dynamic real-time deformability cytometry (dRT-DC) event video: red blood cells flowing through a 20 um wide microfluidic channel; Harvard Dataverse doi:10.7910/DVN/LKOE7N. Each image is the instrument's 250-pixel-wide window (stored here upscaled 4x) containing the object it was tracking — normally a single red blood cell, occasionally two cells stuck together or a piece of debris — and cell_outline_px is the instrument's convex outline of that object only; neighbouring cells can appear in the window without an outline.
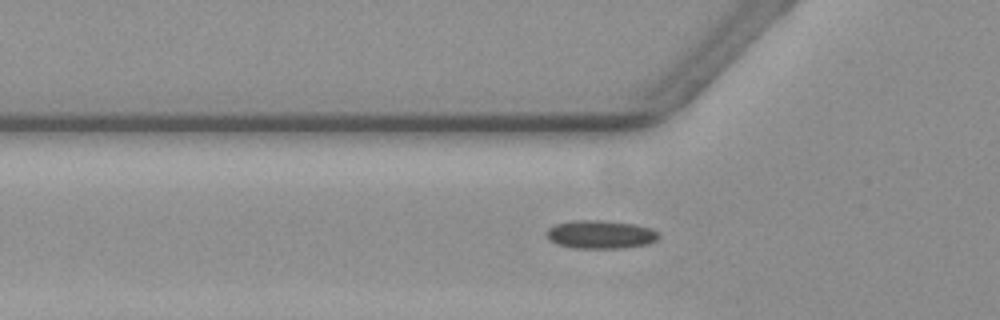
{"species": "common noctule bat (a hibernating species)", "species_latin": "Nyctalus noctula", "temperature_condition": "warm", "stored_images_in_passage": 42, "camera_frame_rate_fps": 3000, "um_per_image_px": 0.085, "animal": {"sex": "female", "body_mass_g": 19.3, "forearm_length_mm": 54.1}, "frame": {"image": 1, "passage_image": 9, "time_ms": 2.667, "image_size_px": [1000, 320], "cell_outline_px": [[660, 236], [656, 240], [648, 244], [624, 248], [572, 248], [556, 244], [548, 240], [544, 232], [548, 228], [556, 224], [572, 220], [596, 220], [636, 224], [652, 228]], "centroid_in_image_um": [51.0, 19.93], "position_along_channel_um": 74.8, "area_um2": 18.73}}
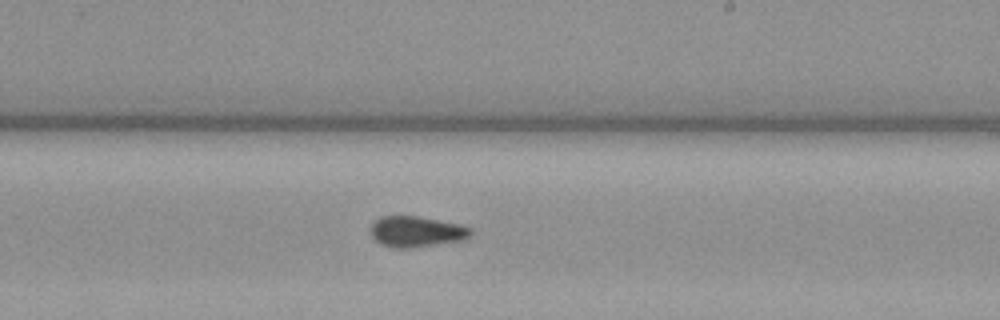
{"frame": {"image": 2, "passage_image": 24, "time_ms": 7.667, "image_size_px": [1000, 320], "cell_outline_px": [[472, 236], [468, 240], [412, 248], [388, 248], [380, 244], [372, 236], [368, 228], [380, 216], [416, 216], [460, 224], [472, 228]], "centroid_in_image_um": [35.42, 19.71], "position_along_channel_um": 253.6, "area_um2": 18.44}}
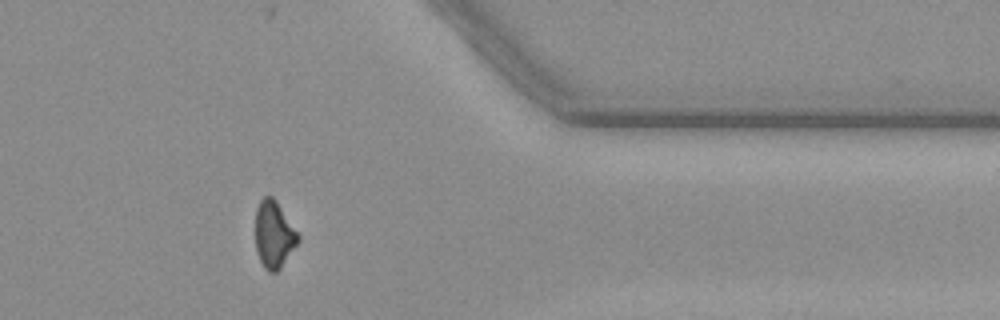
{"frame": {"image": 3, "passage_image": 37, "time_ms": 12.0, "image_size_px": [1000, 320], "cell_outline_px": [[300, 240], [280, 268], [276, 272], [268, 272], [264, 268], [256, 252], [256, 208], [260, 200], [264, 196], [272, 196], [276, 200], [300, 236]], "centroid_in_image_um": [23.28, 19.94], "position_along_channel_um": 388.1, "area_um2": 16.59}}